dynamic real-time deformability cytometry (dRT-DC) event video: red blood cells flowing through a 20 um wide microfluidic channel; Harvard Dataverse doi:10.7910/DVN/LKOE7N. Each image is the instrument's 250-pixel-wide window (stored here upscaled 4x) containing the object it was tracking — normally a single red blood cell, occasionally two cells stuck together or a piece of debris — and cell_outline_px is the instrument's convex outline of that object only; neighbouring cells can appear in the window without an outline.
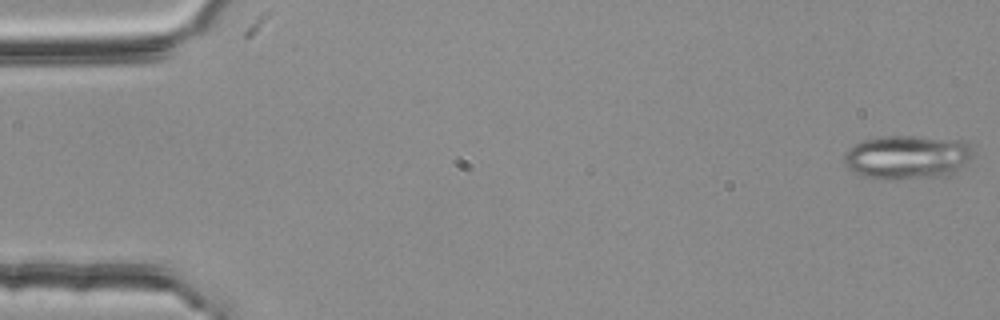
{"species": "common noctule bat (a hibernating species)", "species_latin": "Nyctalus noctula", "temperature_condition": "room temperature", "stored_images_in_passage": 54, "segment_of_instrument_passage": [1, 2], "camera_frame_rate_fps": 3000, "um_per_image_px": 0.085, "animal": {"sex": "female", "body_mass_g": 25.1}, "frame": {"image": 1, "passage_image": 1, "time_ms": 0.0, "image_size_px": [1000, 320], "cell_outline_px": [[972, 156], [956, 172], [948, 176], [896, 180], [888, 180], [864, 176], [848, 168], [844, 160], [844, 152], [852, 144], [860, 140], [876, 136], [916, 136], [964, 140], [972, 144]], "centroid_in_image_um": [77.11, 13.35], "position_along_channel_um": 7.9, "area_um2": 33.7}}